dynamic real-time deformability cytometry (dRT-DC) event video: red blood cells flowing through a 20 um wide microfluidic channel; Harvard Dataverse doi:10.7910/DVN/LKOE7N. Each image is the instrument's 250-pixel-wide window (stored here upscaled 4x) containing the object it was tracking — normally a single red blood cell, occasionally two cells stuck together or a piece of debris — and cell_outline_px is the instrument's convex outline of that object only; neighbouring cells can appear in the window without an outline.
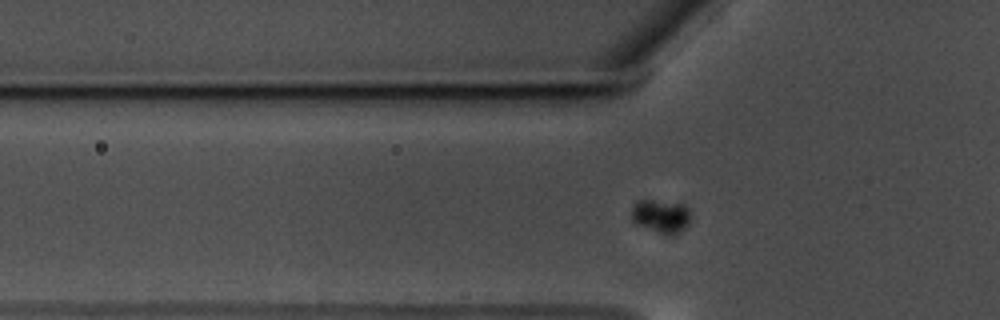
{"species": "common noctule bat (a hibernating species)", "species_latin": "Nyctalus noctula", "temperature_condition": "warm", "stored_images_in_passage": 54, "camera_frame_rate_fps": 3000, "um_per_image_px": 0.085, "animal": {"sex": "male", "body_mass_g": 17.5, "forearm_length_mm": 52.3}, "frame": {"image": 1, "passage_image": 11, "time_ms": 3.333, "image_size_px": [1000, 320], "cell_outline_px": [[692, 216], [688, 224], [680, 232], [668, 236], [636, 224], [632, 220], [632, 204], [640, 200], [652, 200], [684, 204], [688, 208]], "centroid_in_image_um": [56.2, 18.37], "position_along_channel_um": 69.6, "area_um2": 11.62}}
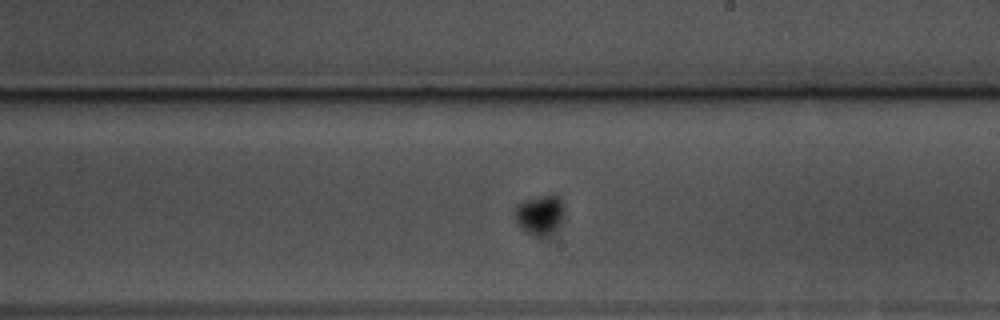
{"frame": {"image": 2, "passage_image": 27, "time_ms": 8.667, "image_size_px": [1000, 320], "cell_outline_px": [[560, 220], [552, 236], [532, 236], [520, 228], [516, 224], [516, 204], [524, 200], [540, 196], [560, 196]], "centroid_in_image_um": [45.81, 18.31], "position_along_channel_um": 243.2, "area_um2": 11.04}}
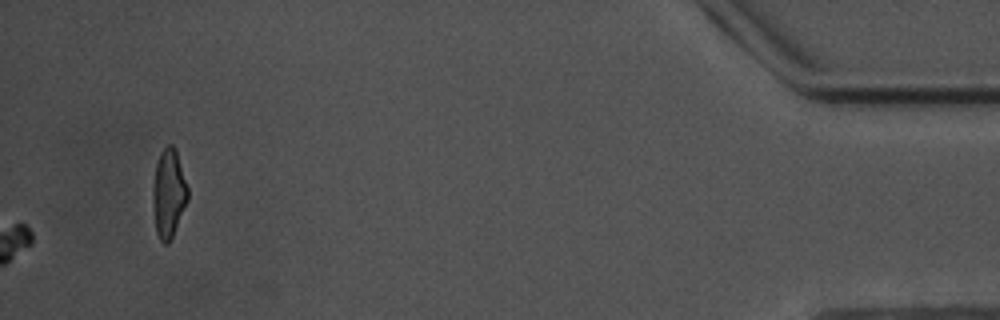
{"frame": {"image": 3, "passage_image": 54, "time_ms": 17.667, "image_size_px": [1000, 320], "cell_outline_px": [[188, 200], [172, 236], [168, 244], [164, 244], [160, 240], [156, 232], [152, 200], [152, 188], [156, 164], [160, 152], [168, 144], [172, 144], [176, 148], [188, 188]], "centroid_in_image_um": [14.33, 16.41], "position_along_channel_um": 420.9, "area_um2": 18.09}}